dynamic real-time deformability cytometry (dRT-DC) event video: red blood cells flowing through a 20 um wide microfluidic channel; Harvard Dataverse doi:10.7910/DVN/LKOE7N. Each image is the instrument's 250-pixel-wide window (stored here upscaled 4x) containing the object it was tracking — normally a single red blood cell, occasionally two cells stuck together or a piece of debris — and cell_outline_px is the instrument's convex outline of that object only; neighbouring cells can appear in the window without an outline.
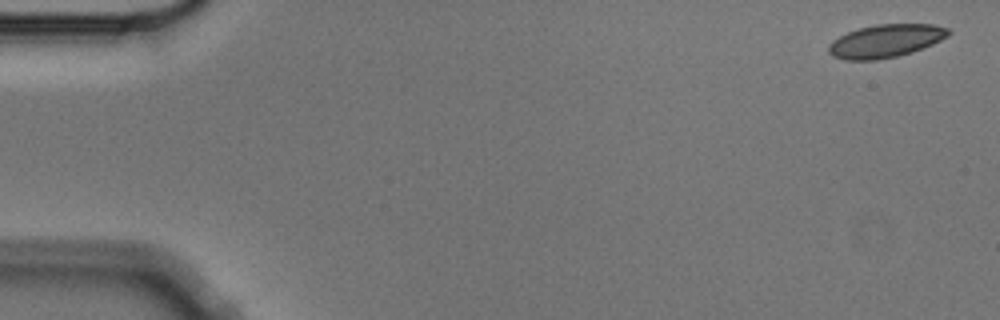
{"species": "Egyptian fruit bat (a non-hibernating species)", "species_latin": "Rousettus aegyptiacus", "temperature_condition": "cold", "stored_images_in_passage": 6, "camera_frame_rate_fps": 3000, "um_per_image_px": 0.085, "animal": {"sex": "male"}, "frame": {"image": 1, "passage_image": 1, "time_ms": 0.0, "image_size_px": [1000, 320], "cell_outline_px": [[952, 32], [948, 36], [932, 44], [912, 52], [896, 56], [876, 60], [844, 60], [832, 56], [828, 52], [828, 44], [832, 40], [848, 32], [860, 28], [876, 24], [932, 24], [948, 28]], "centroid_in_image_um": [75.26, 3.48], "position_along_channel_um": 9.7, "area_um2": 23.06}}
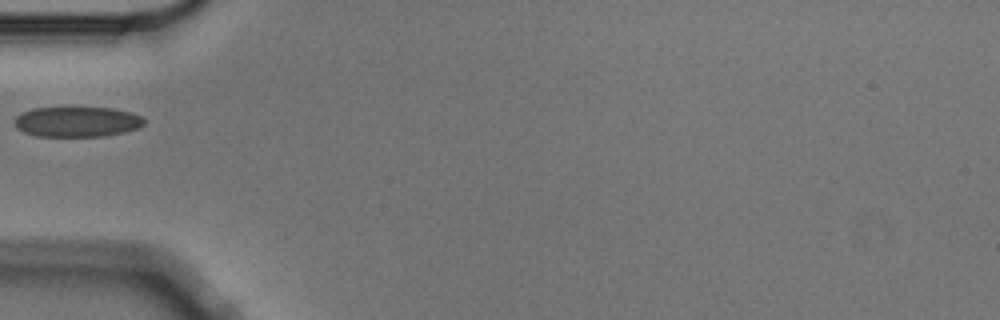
{"frame": {"image": 2, "passage_image": 5, "time_ms": 1.333, "image_size_px": [1000, 320], "cell_outline_px": [[144, 124], [140, 128], [124, 132], [104, 136], [36, 136], [24, 132], [16, 128], [16, 116], [32, 108], [112, 108], [132, 112], [140, 116], [144, 120]], "centroid_in_image_um": [6.58, 10.35], "position_along_channel_um": 78.4, "area_um2": 22.72}}
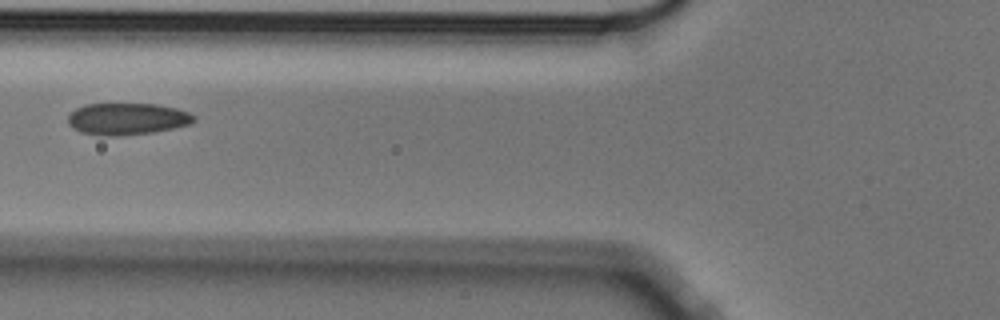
{"frame": {"image": 3, "passage_image": 6, "time_ms": 1.667, "image_size_px": [1000, 320], "cell_outline_px": [[196, 120], [192, 124], [152, 132], [120, 136], [100, 136], [80, 132], [72, 128], [68, 124], [68, 116], [76, 108], [84, 104], [156, 104], [176, 108], [188, 112], [196, 116]], "centroid_in_image_um": [10.8, 10.11], "position_along_channel_um": 115.0, "area_um2": 23.52}}